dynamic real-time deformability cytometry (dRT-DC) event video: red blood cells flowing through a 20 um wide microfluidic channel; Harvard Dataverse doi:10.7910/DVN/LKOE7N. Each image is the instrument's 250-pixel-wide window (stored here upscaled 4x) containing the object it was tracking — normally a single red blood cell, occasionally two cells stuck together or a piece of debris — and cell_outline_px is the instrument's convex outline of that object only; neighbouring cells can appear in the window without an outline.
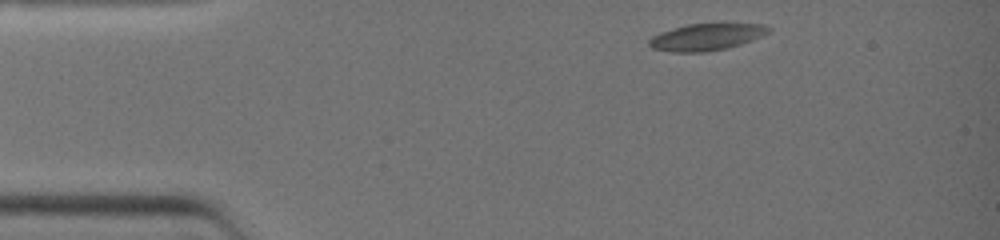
{"species": "common noctule bat (a hibernating species)", "species_latin": "Nyctalus noctula", "temperature_condition": "warm", "stored_images_in_passage": 4, "camera_frame_rate_fps": 3000, "um_per_image_px": 0.085, "animal": {"sex": "female", "body_mass_g": 19.0, "forearm_length_mm": 51.5}, "frame": {"image": 1, "passage_image": 1, "time_ms": 0.0, "image_size_px": [1000, 240], "cell_outline_px": [[772, 28], [768, 32], [752, 40], [728, 48], [704, 52], [672, 52], [652, 48], [648, 44], [648, 40], [652, 36], [660, 32], [672, 28], [688, 24], [764, 24]], "centroid_in_image_um": [60.01, 3.15], "position_along_channel_um": 25.0, "area_um2": 18.55}}
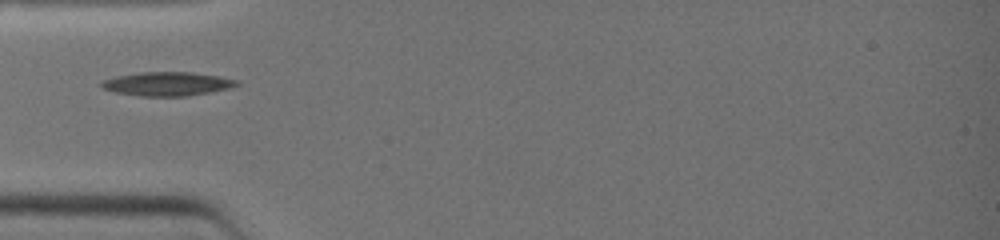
{"frame": {"image": 2, "passage_image": 3, "time_ms": 2.333, "image_size_px": [1000, 240], "cell_outline_px": [[240, 84], [232, 88], [188, 96], [140, 96], [112, 92], [100, 88], [100, 80], [116, 76], [140, 72], [192, 72], [220, 76], [240, 80]], "centroid_in_image_um": [14.21, 7.13], "position_along_channel_um": 70.8, "area_um2": 19.19}}
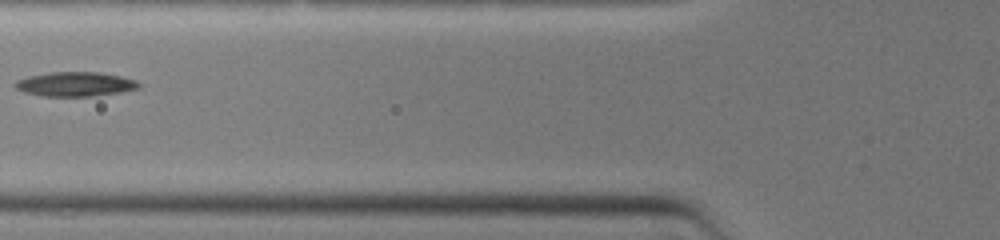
{"frame": {"image": 3, "passage_image": 4, "time_ms": 3.333, "image_size_px": [1000, 240], "cell_outline_px": [[140, 88], [120, 92], [96, 96], [40, 96], [24, 92], [16, 88], [12, 84], [16, 80], [28, 76], [52, 72], [100, 72], [120, 76], [136, 80], [140, 84]], "centroid_in_image_um": [6.38, 7.15], "position_along_channel_um": 119.4, "area_um2": 17.69}}